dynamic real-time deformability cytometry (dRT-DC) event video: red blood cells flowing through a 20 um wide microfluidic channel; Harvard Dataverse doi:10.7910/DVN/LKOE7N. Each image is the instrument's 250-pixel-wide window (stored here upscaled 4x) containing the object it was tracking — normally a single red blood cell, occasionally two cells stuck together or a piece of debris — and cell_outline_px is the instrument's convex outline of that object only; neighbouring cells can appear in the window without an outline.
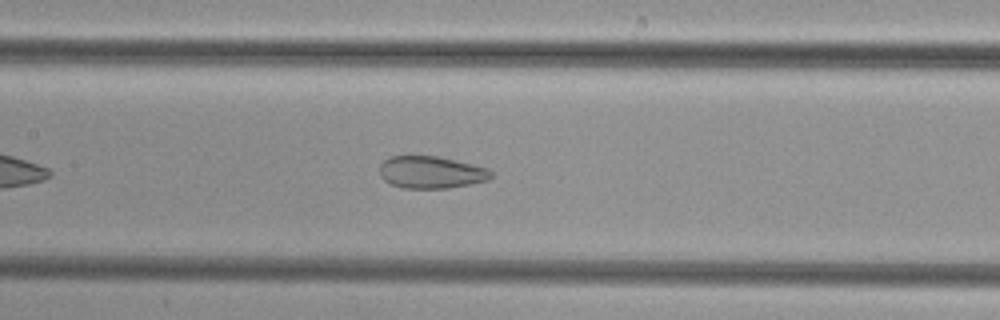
{"species": "common noctule bat (a hibernating species)", "species_latin": "Nyctalus noctula", "temperature_condition": "cold", "stored_images_in_passage": 38, "camera_frame_rate_fps": 3000, "um_per_image_px": 0.085, "animal": {"sex": "female", "body_mass_g": 29.2, "forearm_length_mm": 56.3}, "frame": {"image": 1, "passage_image": 13, "time_ms": 4.0, "image_size_px": [1000, 320], "cell_outline_px": [[492, 176], [488, 180], [448, 188], [404, 188], [392, 184], [384, 180], [380, 176], [380, 164], [384, 160], [392, 156], [436, 156], [472, 164], [488, 168], [492, 172]], "centroid_in_image_um": [36.63, 14.64], "position_along_channel_um": 170.8, "area_um2": 20.75}}
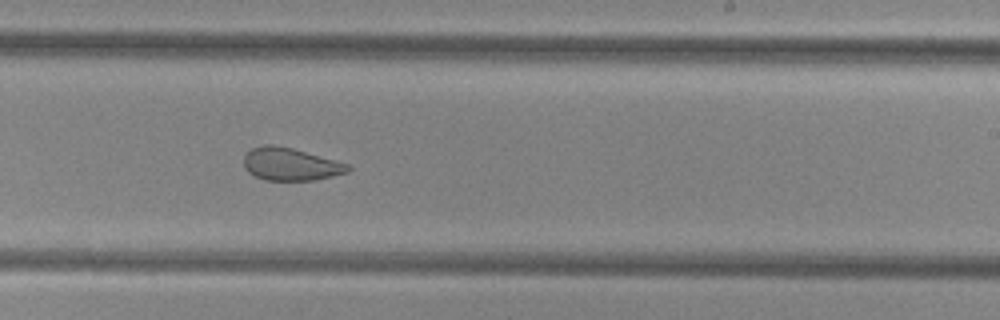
{"frame": {"image": 2, "passage_image": 20, "time_ms": 6.333, "image_size_px": [1000, 320], "cell_outline_px": [[352, 168], [348, 172], [316, 180], [264, 180], [248, 172], [244, 168], [244, 156], [252, 148], [264, 144], [272, 144], [292, 148], [336, 160], [348, 164]], "centroid_in_image_um": [24.69, 13.95], "position_along_channel_um": 264.3, "area_um2": 19.83}}
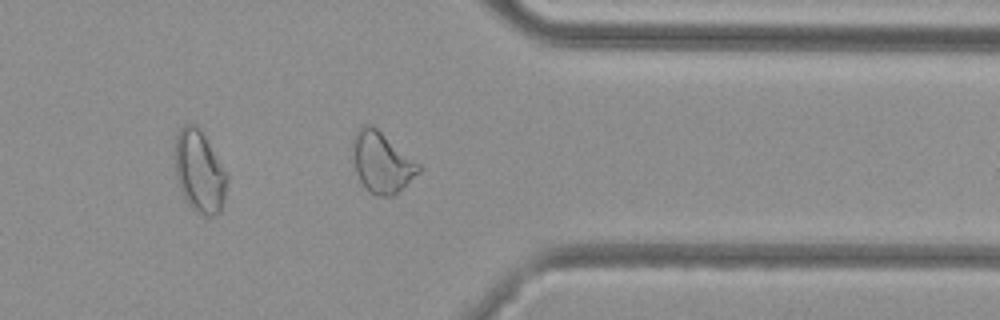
{"frame": {"image": 3, "passage_image": 29, "time_ms": 9.333, "image_size_px": [1000, 320], "cell_outline_px": [[420, 172], [392, 196], [376, 196], [360, 180], [356, 172], [352, 148], [352, 140], [360, 124], [372, 124], [420, 164]], "centroid_in_image_um": [32.44, 13.76], "position_along_channel_um": 379.0, "area_um2": 23.0}}